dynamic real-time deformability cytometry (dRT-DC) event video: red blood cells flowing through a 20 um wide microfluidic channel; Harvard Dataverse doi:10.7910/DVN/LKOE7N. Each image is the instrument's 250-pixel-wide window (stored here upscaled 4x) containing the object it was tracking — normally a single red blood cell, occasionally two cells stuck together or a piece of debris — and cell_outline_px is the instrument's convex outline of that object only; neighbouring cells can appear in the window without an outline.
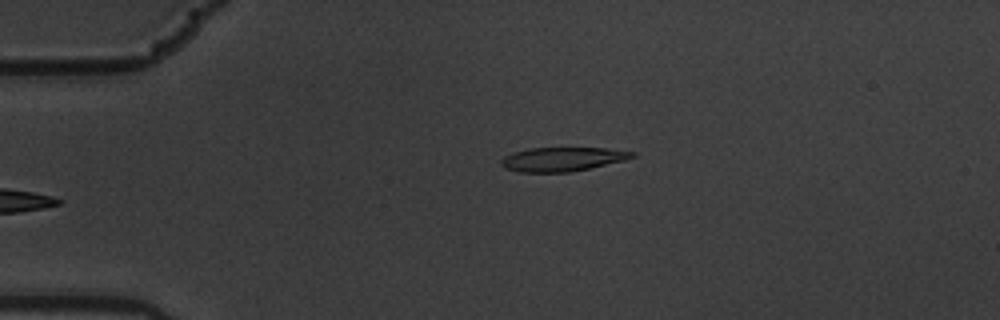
{"species": "common noctule bat (a hibernating species)", "species_latin": "Nyctalus noctula", "temperature_condition": "warm", "stored_images_in_passage": 5, "camera_frame_rate_fps": 3000, "um_per_image_px": 0.085, "animal": {"sex": "male", "body_mass_g": 19.5, "forearm_length_mm": 54.6}, "frame": {"image": 1, "passage_image": 5, "time_ms": 1.333, "image_size_px": [1000, 320], "cell_outline_px": [[636, 156], [624, 160], [572, 172], [520, 172], [504, 168], [500, 164], [500, 160], [504, 156], [512, 152], [528, 148], [604, 148], [636, 152]], "centroid_in_image_um": [47.76, 13.53], "position_along_channel_um": 37.2, "area_um2": 18.38}}